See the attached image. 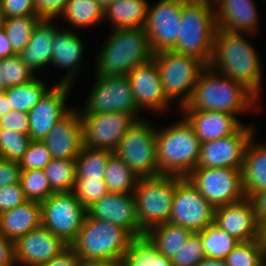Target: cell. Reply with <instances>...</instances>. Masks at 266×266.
Returning <instances> with one entry per match:
<instances>
[{"instance_id":"cell-10","label":"cell","mask_w":266,"mask_h":266,"mask_svg":"<svg viewBox=\"0 0 266 266\" xmlns=\"http://www.w3.org/2000/svg\"><path fill=\"white\" fill-rule=\"evenodd\" d=\"M86 214L73 191L54 192L41 202L42 226L68 246L76 240Z\"/></svg>"},{"instance_id":"cell-6","label":"cell","mask_w":266,"mask_h":266,"mask_svg":"<svg viewBox=\"0 0 266 266\" xmlns=\"http://www.w3.org/2000/svg\"><path fill=\"white\" fill-rule=\"evenodd\" d=\"M133 238L123 227L86 214L70 247L83 259H107L121 263Z\"/></svg>"},{"instance_id":"cell-28","label":"cell","mask_w":266,"mask_h":266,"mask_svg":"<svg viewBox=\"0 0 266 266\" xmlns=\"http://www.w3.org/2000/svg\"><path fill=\"white\" fill-rule=\"evenodd\" d=\"M255 135L246 145L242 165L245 196L266 190V143H259Z\"/></svg>"},{"instance_id":"cell-21","label":"cell","mask_w":266,"mask_h":266,"mask_svg":"<svg viewBox=\"0 0 266 266\" xmlns=\"http://www.w3.org/2000/svg\"><path fill=\"white\" fill-rule=\"evenodd\" d=\"M53 159H76L83 147L81 113L73 109L41 140Z\"/></svg>"},{"instance_id":"cell-30","label":"cell","mask_w":266,"mask_h":266,"mask_svg":"<svg viewBox=\"0 0 266 266\" xmlns=\"http://www.w3.org/2000/svg\"><path fill=\"white\" fill-rule=\"evenodd\" d=\"M192 233L191 230L183 226L167 222L151 227L144 235L160 254L172 259L181 247L185 245Z\"/></svg>"},{"instance_id":"cell-47","label":"cell","mask_w":266,"mask_h":266,"mask_svg":"<svg viewBox=\"0 0 266 266\" xmlns=\"http://www.w3.org/2000/svg\"><path fill=\"white\" fill-rule=\"evenodd\" d=\"M27 201L20 182L0 188V213L11 210Z\"/></svg>"},{"instance_id":"cell-16","label":"cell","mask_w":266,"mask_h":266,"mask_svg":"<svg viewBox=\"0 0 266 266\" xmlns=\"http://www.w3.org/2000/svg\"><path fill=\"white\" fill-rule=\"evenodd\" d=\"M247 125L227 137L201 143L196 168H242L246 145L255 135L254 125Z\"/></svg>"},{"instance_id":"cell-29","label":"cell","mask_w":266,"mask_h":266,"mask_svg":"<svg viewBox=\"0 0 266 266\" xmlns=\"http://www.w3.org/2000/svg\"><path fill=\"white\" fill-rule=\"evenodd\" d=\"M149 2L147 0H116L104 9V21L109 20L112 30L144 28Z\"/></svg>"},{"instance_id":"cell-5","label":"cell","mask_w":266,"mask_h":266,"mask_svg":"<svg viewBox=\"0 0 266 266\" xmlns=\"http://www.w3.org/2000/svg\"><path fill=\"white\" fill-rule=\"evenodd\" d=\"M217 29L214 7L188 0L183 5L179 36L172 51L195 56L208 66Z\"/></svg>"},{"instance_id":"cell-34","label":"cell","mask_w":266,"mask_h":266,"mask_svg":"<svg viewBox=\"0 0 266 266\" xmlns=\"http://www.w3.org/2000/svg\"><path fill=\"white\" fill-rule=\"evenodd\" d=\"M138 179L115 153L109 157L104 177L108 192L134 193Z\"/></svg>"},{"instance_id":"cell-2","label":"cell","mask_w":266,"mask_h":266,"mask_svg":"<svg viewBox=\"0 0 266 266\" xmlns=\"http://www.w3.org/2000/svg\"><path fill=\"white\" fill-rule=\"evenodd\" d=\"M259 99L242 83L216 73L207 66L199 75L188 103L180 110H210L233 114L259 112Z\"/></svg>"},{"instance_id":"cell-40","label":"cell","mask_w":266,"mask_h":266,"mask_svg":"<svg viewBox=\"0 0 266 266\" xmlns=\"http://www.w3.org/2000/svg\"><path fill=\"white\" fill-rule=\"evenodd\" d=\"M0 75L5 88L26 84L37 77L18 55L0 59Z\"/></svg>"},{"instance_id":"cell-14","label":"cell","mask_w":266,"mask_h":266,"mask_svg":"<svg viewBox=\"0 0 266 266\" xmlns=\"http://www.w3.org/2000/svg\"><path fill=\"white\" fill-rule=\"evenodd\" d=\"M214 210L186 177L177 176L169 222L200 232L214 223Z\"/></svg>"},{"instance_id":"cell-63","label":"cell","mask_w":266,"mask_h":266,"mask_svg":"<svg viewBox=\"0 0 266 266\" xmlns=\"http://www.w3.org/2000/svg\"><path fill=\"white\" fill-rule=\"evenodd\" d=\"M6 88L3 85V81L1 80V75H0V94L4 93Z\"/></svg>"},{"instance_id":"cell-42","label":"cell","mask_w":266,"mask_h":266,"mask_svg":"<svg viewBox=\"0 0 266 266\" xmlns=\"http://www.w3.org/2000/svg\"><path fill=\"white\" fill-rule=\"evenodd\" d=\"M226 266H260L263 264L259 240L239 242L225 258Z\"/></svg>"},{"instance_id":"cell-8","label":"cell","mask_w":266,"mask_h":266,"mask_svg":"<svg viewBox=\"0 0 266 266\" xmlns=\"http://www.w3.org/2000/svg\"><path fill=\"white\" fill-rule=\"evenodd\" d=\"M177 176L159 175L139 178L135 191V206L140 224V236L161 223L169 222Z\"/></svg>"},{"instance_id":"cell-35","label":"cell","mask_w":266,"mask_h":266,"mask_svg":"<svg viewBox=\"0 0 266 266\" xmlns=\"http://www.w3.org/2000/svg\"><path fill=\"white\" fill-rule=\"evenodd\" d=\"M112 154L108 150L83 146L75 159L76 179L104 180L106 164Z\"/></svg>"},{"instance_id":"cell-54","label":"cell","mask_w":266,"mask_h":266,"mask_svg":"<svg viewBox=\"0 0 266 266\" xmlns=\"http://www.w3.org/2000/svg\"><path fill=\"white\" fill-rule=\"evenodd\" d=\"M16 55L12 50V45L4 29L0 30V59L9 58Z\"/></svg>"},{"instance_id":"cell-55","label":"cell","mask_w":266,"mask_h":266,"mask_svg":"<svg viewBox=\"0 0 266 266\" xmlns=\"http://www.w3.org/2000/svg\"><path fill=\"white\" fill-rule=\"evenodd\" d=\"M77 266H120V262L107 260V259L80 258Z\"/></svg>"},{"instance_id":"cell-3","label":"cell","mask_w":266,"mask_h":266,"mask_svg":"<svg viewBox=\"0 0 266 266\" xmlns=\"http://www.w3.org/2000/svg\"><path fill=\"white\" fill-rule=\"evenodd\" d=\"M95 59V75H127L153 58L144 28L110 30Z\"/></svg>"},{"instance_id":"cell-51","label":"cell","mask_w":266,"mask_h":266,"mask_svg":"<svg viewBox=\"0 0 266 266\" xmlns=\"http://www.w3.org/2000/svg\"><path fill=\"white\" fill-rule=\"evenodd\" d=\"M0 266H17L14 242L0 232Z\"/></svg>"},{"instance_id":"cell-27","label":"cell","mask_w":266,"mask_h":266,"mask_svg":"<svg viewBox=\"0 0 266 266\" xmlns=\"http://www.w3.org/2000/svg\"><path fill=\"white\" fill-rule=\"evenodd\" d=\"M41 225V203L38 201L27 200L0 213V232L13 242Z\"/></svg>"},{"instance_id":"cell-60","label":"cell","mask_w":266,"mask_h":266,"mask_svg":"<svg viewBox=\"0 0 266 266\" xmlns=\"http://www.w3.org/2000/svg\"><path fill=\"white\" fill-rule=\"evenodd\" d=\"M192 2H197V3H205L208 5H211L215 7V5L220 1V0H190Z\"/></svg>"},{"instance_id":"cell-39","label":"cell","mask_w":266,"mask_h":266,"mask_svg":"<svg viewBox=\"0 0 266 266\" xmlns=\"http://www.w3.org/2000/svg\"><path fill=\"white\" fill-rule=\"evenodd\" d=\"M19 182L27 200L41 203L54 193L43 169L21 170Z\"/></svg>"},{"instance_id":"cell-57","label":"cell","mask_w":266,"mask_h":266,"mask_svg":"<svg viewBox=\"0 0 266 266\" xmlns=\"http://www.w3.org/2000/svg\"><path fill=\"white\" fill-rule=\"evenodd\" d=\"M11 111V107L6 99L5 93L0 94V118Z\"/></svg>"},{"instance_id":"cell-44","label":"cell","mask_w":266,"mask_h":266,"mask_svg":"<svg viewBox=\"0 0 266 266\" xmlns=\"http://www.w3.org/2000/svg\"><path fill=\"white\" fill-rule=\"evenodd\" d=\"M205 258L202 240L197 232L191 234L185 245L171 259L173 266H197Z\"/></svg>"},{"instance_id":"cell-1","label":"cell","mask_w":266,"mask_h":266,"mask_svg":"<svg viewBox=\"0 0 266 266\" xmlns=\"http://www.w3.org/2000/svg\"><path fill=\"white\" fill-rule=\"evenodd\" d=\"M249 33L217 29L209 67L216 73L242 83L259 100L262 92L261 61L255 47L246 40Z\"/></svg>"},{"instance_id":"cell-4","label":"cell","mask_w":266,"mask_h":266,"mask_svg":"<svg viewBox=\"0 0 266 266\" xmlns=\"http://www.w3.org/2000/svg\"><path fill=\"white\" fill-rule=\"evenodd\" d=\"M157 128L156 161L160 175L186 177L196 168L201 142L184 117Z\"/></svg>"},{"instance_id":"cell-33","label":"cell","mask_w":266,"mask_h":266,"mask_svg":"<svg viewBox=\"0 0 266 266\" xmlns=\"http://www.w3.org/2000/svg\"><path fill=\"white\" fill-rule=\"evenodd\" d=\"M47 84L43 79L36 77L26 84L6 88L4 93L11 110L28 113L51 88Z\"/></svg>"},{"instance_id":"cell-59","label":"cell","mask_w":266,"mask_h":266,"mask_svg":"<svg viewBox=\"0 0 266 266\" xmlns=\"http://www.w3.org/2000/svg\"><path fill=\"white\" fill-rule=\"evenodd\" d=\"M258 236H266V217L258 223Z\"/></svg>"},{"instance_id":"cell-46","label":"cell","mask_w":266,"mask_h":266,"mask_svg":"<svg viewBox=\"0 0 266 266\" xmlns=\"http://www.w3.org/2000/svg\"><path fill=\"white\" fill-rule=\"evenodd\" d=\"M68 0H33L36 15L41 20H55L61 17Z\"/></svg>"},{"instance_id":"cell-15","label":"cell","mask_w":266,"mask_h":266,"mask_svg":"<svg viewBox=\"0 0 266 266\" xmlns=\"http://www.w3.org/2000/svg\"><path fill=\"white\" fill-rule=\"evenodd\" d=\"M188 0H158L148 6L145 32L153 53L172 50L179 36L183 5Z\"/></svg>"},{"instance_id":"cell-18","label":"cell","mask_w":266,"mask_h":266,"mask_svg":"<svg viewBox=\"0 0 266 266\" xmlns=\"http://www.w3.org/2000/svg\"><path fill=\"white\" fill-rule=\"evenodd\" d=\"M70 85H53L37 105L28 112L29 136L31 140H42L73 108L68 107Z\"/></svg>"},{"instance_id":"cell-7","label":"cell","mask_w":266,"mask_h":266,"mask_svg":"<svg viewBox=\"0 0 266 266\" xmlns=\"http://www.w3.org/2000/svg\"><path fill=\"white\" fill-rule=\"evenodd\" d=\"M156 61L165 97L172 104L179 101V109L190 100L200 73L207 65L195 56L178 54L172 50L153 55Z\"/></svg>"},{"instance_id":"cell-62","label":"cell","mask_w":266,"mask_h":266,"mask_svg":"<svg viewBox=\"0 0 266 266\" xmlns=\"http://www.w3.org/2000/svg\"><path fill=\"white\" fill-rule=\"evenodd\" d=\"M99 4L105 9L108 5L114 3L116 0H97Z\"/></svg>"},{"instance_id":"cell-53","label":"cell","mask_w":266,"mask_h":266,"mask_svg":"<svg viewBox=\"0 0 266 266\" xmlns=\"http://www.w3.org/2000/svg\"><path fill=\"white\" fill-rule=\"evenodd\" d=\"M253 207L258 223L266 217V190L255 192L247 197Z\"/></svg>"},{"instance_id":"cell-45","label":"cell","mask_w":266,"mask_h":266,"mask_svg":"<svg viewBox=\"0 0 266 266\" xmlns=\"http://www.w3.org/2000/svg\"><path fill=\"white\" fill-rule=\"evenodd\" d=\"M52 159L49 149L41 140H32L19 165L21 170L43 169Z\"/></svg>"},{"instance_id":"cell-52","label":"cell","mask_w":266,"mask_h":266,"mask_svg":"<svg viewBox=\"0 0 266 266\" xmlns=\"http://www.w3.org/2000/svg\"><path fill=\"white\" fill-rule=\"evenodd\" d=\"M80 257L68 246L58 256L39 266H77Z\"/></svg>"},{"instance_id":"cell-25","label":"cell","mask_w":266,"mask_h":266,"mask_svg":"<svg viewBox=\"0 0 266 266\" xmlns=\"http://www.w3.org/2000/svg\"><path fill=\"white\" fill-rule=\"evenodd\" d=\"M214 13L219 30L257 34L259 15L254 0H220Z\"/></svg>"},{"instance_id":"cell-49","label":"cell","mask_w":266,"mask_h":266,"mask_svg":"<svg viewBox=\"0 0 266 266\" xmlns=\"http://www.w3.org/2000/svg\"><path fill=\"white\" fill-rule=\"evenodd\" d=\"M6 18L16 16H37L33 0H0Z\"/></svg>"},{"instance_id":"cell-17","label":"cell","mask_w":266,"mask_h":266,"mask_svg":"<svg viewBox=\"0 0 266 266\" xmlns=\"http://www.w3.org/2000/svg\"><path fill=\"white\" fill-rule=\"evenodd\" d=\"M137 108L152 113L164 114L171 106L163 90L156 61L151 60L135 67L127 75Z\"/></svg>"},{"instance_id":"cell-36","label":"cell","mask_w":266,"mask_h":266,"mask_svg":"<svg viewBox=\"0 0 266 266\" xmlns=\"http://www.w3.org/2000/svg\"><path fill=\"white\" fill-rule=\"evenodd\" d=\"M197 233L201 237L205 257L208 258L225 260L228 253L239 244L236 238L214 223Z\"/></svg>"},{"instance_id":"cell-48","label":"cell","mask_w":266,"mask_h":266,"mask_svg":"<svg viewBox=\"0 0 266 266\" xmlns=\"http://www.w3.org/2000/svg\"><path fill=\"white\" fill-rule=\"evenodd\" d=\"M0 129L14 130L29 135L28 113L11 110L0 118Z\"/></svg>"},{"instance_id":"cell-38","label":"cell","mask_w":266,"mask_h":266,"mask_svg":"<svg viewBox=\"0 0 266 266\" xmlns=\"http://www.w3.org/2000/svg\"><path fill=\"white\" fill-rule=\"evenodd\" d=\"M40 20L38 16H16L6 18L3 29L16 55L26 48L34 28Z\"/></svg>"},{"instance_id":"cell-43","label":"cell","mask_w":266,"mask_h":266,"mask_svg":"<svg viewBox=\"0 0 266 266\" xmlns=\"http://www.w3.org/2000/svg\"><path fill=\"white\" fill-rule=\"evenodd\" d=\"M73 193L87 209L93 203L102 199L108 193V190L104 180L75 179Z\"/></svg>"},{"instance_id":"cell-37","label":"cell","mask_w":266,"mask_h":266,"mask_svg":"<svg viewBox=\"0 0 266 266\" xmlns=\"http://www.w3.org/2000/svg\"><path fill=\"white\" fill-rule=\"evenodd\" d=\"M43 171L54 192L73 191L76 179L75 159H52Z\"/></svg>"},{"instance_id":"cell-56","label":"cell","mask_w":266,"mask_h":266,"mask_svg":"<svg viewBox=\"0 0 266 266\" xmlns=\"http://www.w3.org/2000/svg\"><path fill=\"white\" fill-rule=\"evenodd\" d=\"M197 266H226L225 260L205 257Z\"/></svg>"},{"instance_id":"cell-23","label":"cell","mask_w":266,"mask_h":266,"mask_svg":"<svg viewBox=\"0 0 266 266\" xmlns=\"http://www.w3.org/2000/svg\"><path fill=\"white\" fill-rule=\"evenodd\" d=\"M52 43L51 65L58 69L67 70L64 78L56 84L72 86L83 62L84 43L82 38L79 37L76 31L64 30L62 27H58L55 30Z\"/></svg>"},{"instance_id":"cell-24","label":"cell","mask_w":266,"mask_h":266,"mask_svg":"<svg viewBox=\"0 0 266 266\" xmlns=\"http://www.w3.org/2000/svg\"><path fill=\"white\" fill-rule=\"evenodd\" d=\"M200 142H209L234 134L243 123L233 114L210 110H179Z\"/></svg>"},{"instance_id":"cell-9","label":"cell","mask_w":266,"mask_h":266,"mask_svg":"<svg viewBox=\"0 0 266 266\" xmlns=\"http://www.w3.org/2000/svg\"><path fill=\"white\" fill-rule=\"evenodd\" d=\"M139 119L126 132L114 152L138 178L159 176L156 161L157 127Z\"/></svg>"},{"instance_id":"cell-22","label":"cell","mask_w":266,"mask_h":266,"mask_svg":"<svg viewBox=\"0 0 266 266\" xmlns=\"http://www.w3.org/2000/svg\"><path fill=\"white\" fill-rule=\"evenodd\" d=\"M214 224L239 242L258 239V221L247 197L238 202L215 208Z\"/></svg>"},{"instance_id":"cell-26","label":"cell","mask_w":266,"mask_h":266,"mask_svg":"<svg viewBox=\"0 0 266 266\" xmlns=\"http://www.w3.org/2000/svg\"><path fill=\"white\" fill-rule=\"evenodd\" d=\"M55 20H40L35 26L29 43L18 56L22 62L30 67L35 73L48 65L52 60V39L55 30L59 27Z\"/></svg>"},{"instance_id":"cell-50","label":"cell","mask_w":266,"mask_h":266,"mask_svg":"<svg viewBox=\"0 0 266 266\" xmlns=\"http://www.w3.org/2000/svg\"><path fill=\"white\" fill-rule=\"evenodd\" d=\"M21 168L18 162L0 157V188L19 183Z\"/></svg>"},{"instance_id":"cell-31","label":"cell","mask_w":266,"mask_h":266,"mask_svg":"<svg viewBox=\"0 0 266 266\" xmlns=\"http://www.w3.org/2000/svg\"><path fill=\"white\" fill-rule=\"evenodd\" d=\"M62 20L74 28H91L104 22V9L97 0H68Z\"/></svg>"},{"instance_id":"cell-41","label":"cell","mask_w":266,"mask_h":266,"mask_svg":"<svg viewBox=\"0 0 266 266\" xmlns=\"http://www.w3.org/2000/svg\"><path fill=\"white\" fill-rule=\"evenodd\" d=\"M31 141L28 134L0 129V157L19 163Z\"/></svg>"},{"instance_id":"cell-20","label":"cell","mask_w":266,"mask_h":266,"mask_svg":"<svg viewBox=\"0 0 266 266\" xmlns=\"http://www.w3.org/2000/svg\"><path fill=\"white\" fill-rule=\"evenodd\" d=\"M86 212L89 217L119 225L133 237H140L133 193L108 192L98 202L89 206Z\"/></svg>"},{"instance_id":"cell-58","label":"cell","mask_w":266,"mask_h":266,"mask_svg":"<svg viewBox=\"0 0 266 266\" xmlns=\"http://www.w3.org/2000/svg\"><path fill=\"white\" fill-rule=\"evenodd\" d=\"M258 240L261 245L262 260L263 263L266 264V236H258Z\"/></svg>"},{"instance_id":"cell-61","label":"cell","mask_w":266,"mask_h":266,"mask_svg":"<svg viewBox=\"0 0 266 266\" xmlns=\"http://www.w3.org/2000/svg\"><path fill=\"white\" fill-rule=\"evenodd\" d=\"M5 20H6V17H5L4 11L2 10L1 4H0V30L3 29V26L5 24Z\"/></svg>"},{"instance_id":"cell-19","label":"cell","mask_w":266,"mask_h":266,"mask_svg":"<svg viewBox=\"0 0 266 266\" xmlns=\"http://www.w3.org/2000/svg\"><path fill=\"white\" fill-rule=\"evenodd\" d=\"M67 247L59 237L41 225L14 242L15 263L39 266L58 256Z\"/></svg>"},{"instance_id":"cell-12","label":"cell","mask_w":266,"mask_h":266,"mask_svg":"<svg viewBox=\"0 0 266 266\" xmlns=\"http://www.w3.org/2000/svg\"><path fill=\"white\" fill-rule=\"evenodd\" d=\"M139 119V114L81 113L83 146L115 152L120 140Z\"/></svg>"},{"instance_id":"cell-13","label":"cell","mask_w":266,"mask_h":266,"mask_svg":"<svg viewBox=\"0 0 266 266\" xmlns=\"http://www.w3.org/2000/svg\"><path fill=\"white\" fill-rule=\"evenodd\" d=\"M80 113L102 114L123 112L139 114L130 82L126 75L98 76Z\"/></svg>"},{"instance_id":"cell-32","label":"cell","mask_w":266,"mask_h":266,"mask_svg":"<svg viewBox=\"0 0 266 266\" xmlns=\"http://www.w3.org/2000/svg\"><path fill=\"white\" fill-rule=\"evenodd\" d=\"M120 266H173L145 236L134 237L124 254Z\"/></svg>"},{"instance_id":"cell-11","label":"cell","mask_w":266,"mask_h":266,"mask_svg":"<svg viewBox=\"0 0 266 266\" xmlns=\"http://www.w3.org/2000/svg\"><path fill=\"white\" fill-rule=\"evenodd\" d=\"M241 169L195 168L186 178L214 208H218L246 197Z\"/></svg>"}]
</instances>
